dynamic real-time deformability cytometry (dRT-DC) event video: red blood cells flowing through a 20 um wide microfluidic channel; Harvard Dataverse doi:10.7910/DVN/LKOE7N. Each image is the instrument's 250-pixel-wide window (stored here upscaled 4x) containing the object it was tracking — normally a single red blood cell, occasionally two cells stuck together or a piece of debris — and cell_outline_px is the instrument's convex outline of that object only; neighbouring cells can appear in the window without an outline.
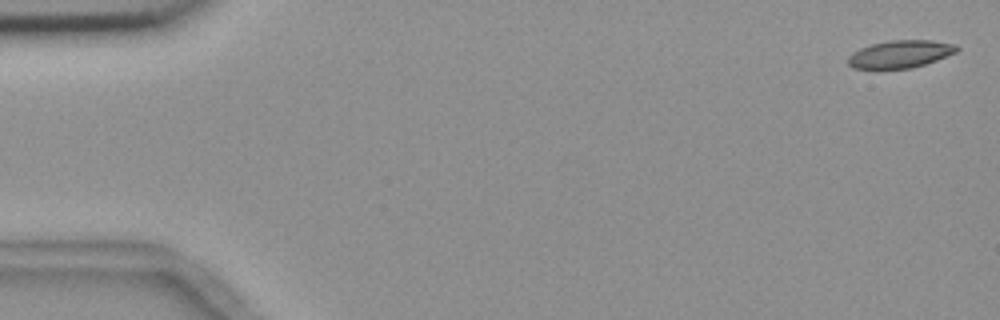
{"species": "common noctule bat (a hibernating species)", "species_latin": "Nyctalus noctula", "temperature_condition": "room temperature", "stored_images_in_passage": 15, "camera_frame_rate_fps": 3000, "um_per_image_px": 0.085, "animal": {"sex": "female", "body_mass_g": 18.4}, "frame": {"image": 1, "passage_image": 2, "time_ms": 0.333, "image_size_px": [1000, 320], "cell_outline_px": [[960, 48], [956, 52], [936, 60], [912, 68], [852, 68], [848, 64], [848, 56], [852, 52], [860, 48], [872, 44], [892, 40], [932, 40], [956, 44]], "centroid_in_image_um": [76.53, 4.58], "position_along_channel_um": 8.5, "area_um2": 17.34}}